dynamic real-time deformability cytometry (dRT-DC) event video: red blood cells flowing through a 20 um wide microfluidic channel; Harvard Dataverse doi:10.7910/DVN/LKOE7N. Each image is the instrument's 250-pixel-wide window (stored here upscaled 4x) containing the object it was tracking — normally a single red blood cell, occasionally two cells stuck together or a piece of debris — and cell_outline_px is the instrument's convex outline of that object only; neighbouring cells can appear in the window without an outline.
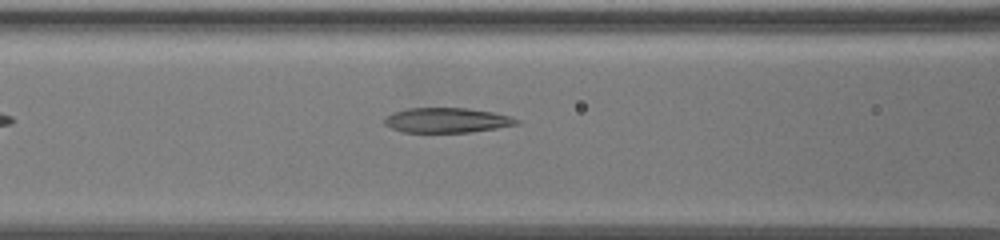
{"species": "common noctule bat (a hibernating species)", "species_latin": "Nyctalus noctula", "temperature_condition": "warm", "stored_images_in_passage": 33, "camera_frame_rate_fps": 3000, "um_per_image_px": 0.085, "animal": {"sex": "female", "body_mass_g": 19.5, "forearm_length_mm": 54.1}, "frame": {"image": 1, "passage_image": 3, "time_ms": 0.667, "image_size_px": [1000, 240], "cell_outline_px": [[520, 124], [472, 132], [404, 132], [392, 128], [384, 124], [384, 116], [392, 112], [408, 108], [468, 108], [492, 112], [508, 116], [520, 120]], "centroid_in_image_um": [37.96, 10.22], "position_along_channel_um": 128.6, "area_um2": 19.19}}
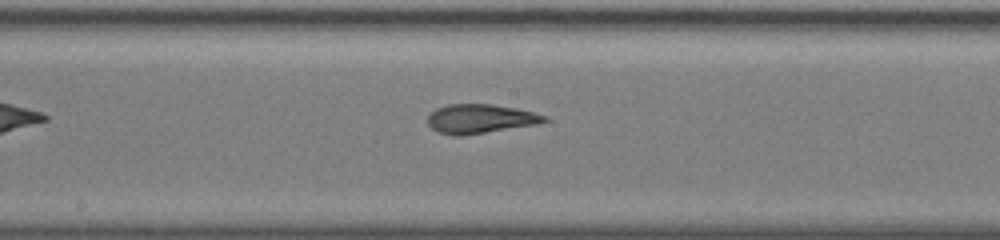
{"frame": {"image": 2, "passage_image": 11, "time_ms": 3.333, "image_size_px": [1000, 240], "cell_outline_px": [[548, 120], [536, 124], [464, 136], [452, 136], [440, 132], [432, 128], [428, 124], [428, 116], [436, 108], [448, 104], [492, 104], [516, 108], [548, 116]], "centroid_in_image_um": [40.81, 10.1], "position_along_channel_um": 207.4, "area_um2": 19.77}}
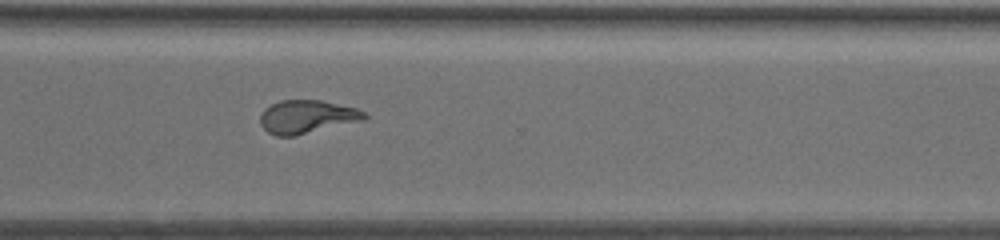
{"frame": {"image": 3, "passage_image": 25, "time_ms": 8.0, "image_size_px": [1000, 240], "cell_outline_px": [[368, 116], [364, 120], [292, 136], [276, 136], [268, 132], [260, 124], [260, 112], [264, 108], [280, 100], [320, 100], [356, 108], [364, 112]], "centroid_in_image_um": [26.05, 9.92], "position_along_channel_um": 344.5, "area_um2": 20.06}}